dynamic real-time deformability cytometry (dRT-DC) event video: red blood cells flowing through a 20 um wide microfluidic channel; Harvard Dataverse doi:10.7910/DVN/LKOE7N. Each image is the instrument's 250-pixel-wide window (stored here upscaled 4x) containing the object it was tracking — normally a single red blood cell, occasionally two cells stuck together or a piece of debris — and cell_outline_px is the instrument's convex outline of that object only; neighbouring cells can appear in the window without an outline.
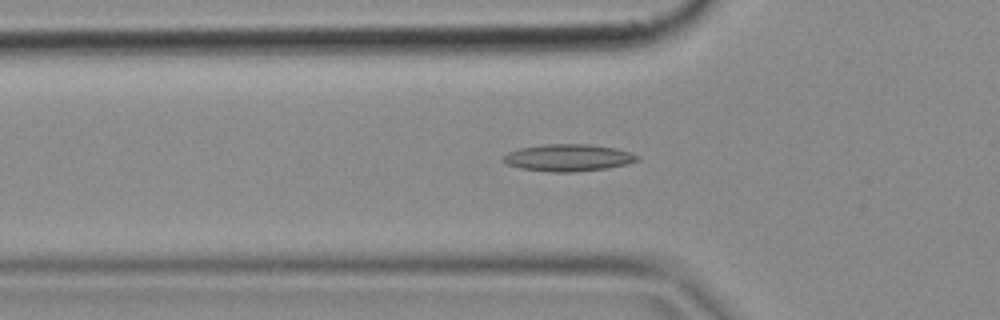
{"species": "common noctule bat (a hibernating species)", "species_latin": "Nyctalus noctula", "temperature_condition": "cold", "stored_images_in_passage": 50, "camera_frame_rate_fps": 3000, "um_per_image_px": 0.085, "animal": {"sex": "female", "body_mass_g": 18.4}, "frame": {"image": 1, "passage_image": 16, "time_ms": 5.0, "image_size_px": [1000, 320], "cell_outline_px": [[640, 160], [628, 164], [608, 168], [572, 172], [552, 172], [520, 168], [504, 164], [500, 160], [508, 152], [520, 148], [544, 144], [588, 144], [616, 148], [632, 152], [640, 156]], "centroid_in_image_um": [48.31, 13.4], "position_along_channel_um": 77.5, "area_um2": 21.39}}
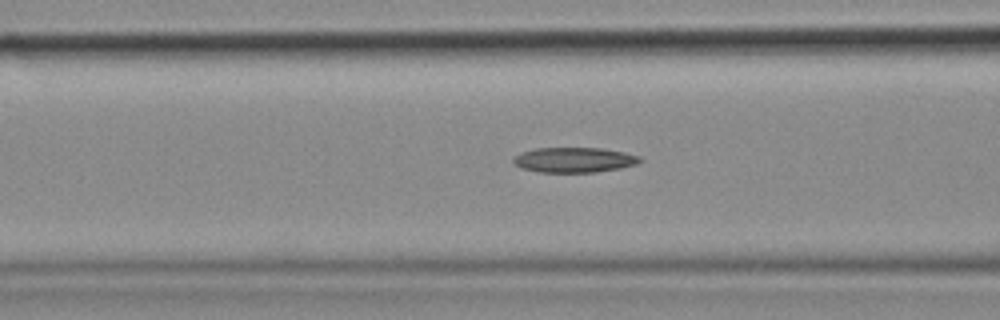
{"frame": {"image": 2, "passage_image": 19, "time_ms": 6.0, "image_size_px": [1000, 320], "cell_outline_px": [[644, 160], [636, 164], [620, 168], [596, 172], [540, 172], [520, 168], [512, 164], [512, 160], [520, 152], [536, 148], [600, 148], [624, 152], [640, 156]], "centroid_in_image_um": [48.79, 13.59], "position_along_channel_um": 117.8, "area_um2": 18.61}}
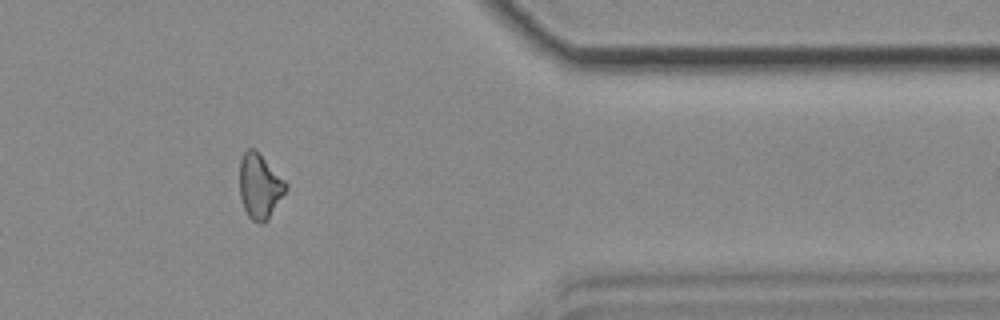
{"frame": {"image": 3, "passage_image": 41, "time_ms": 13.333, "image_size_px": [1000, 320], "cell_outline_px": [[288, 188], [268, 220], [264, 224], [260, 224], [252, 220], [248, 216], [244, 208], [240, 196], [240, 160], [244, 152], [248, 148], [256, 148], [288, 184]], "centroid_in_image_um": [22.09, 15.82], "position_along_channel_um": 389.3, "area_um2": 17.69}}